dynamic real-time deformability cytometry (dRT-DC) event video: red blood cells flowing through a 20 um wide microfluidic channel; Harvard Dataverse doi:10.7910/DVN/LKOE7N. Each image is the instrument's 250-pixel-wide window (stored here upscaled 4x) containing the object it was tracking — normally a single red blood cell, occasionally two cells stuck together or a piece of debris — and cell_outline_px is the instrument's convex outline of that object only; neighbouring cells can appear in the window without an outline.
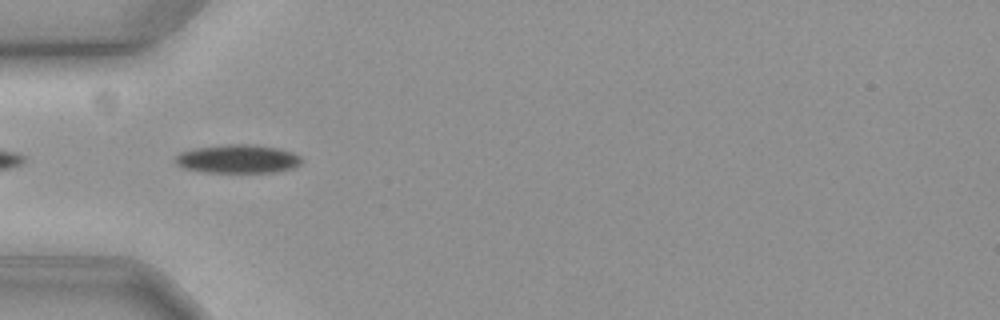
{"species": "common noctule bat (a hibernating species)", "species_latin": "Nyctalus noctula", "temperature_condition": "cold", "stored_images_in_passage": 8, "camera_frame_rate_fps": 3000, "um_per_image_px": 0.085, "animal": {"sex": "female", "body_mass_g": 19.3, "forearm_length_mm": 54.1}, "frame": {"image": 1, "passage_image": 2, "time_ms": 0.333, "image_size_px": [1000, 320], "cell_outline_px": [[304, 160], [300, 164], [292, 168], [276, 172], [204, 172], [184, 168], [176, 164], [172, 160], [180, 152], [196, 148], [228, 144], [248, 144], [276, 148], [292, 152], [300, 156]], "centroid_in_image_um": [20.2, 13.51], "position_along_channel_um": 64.8, "area_um2": 20.98}}
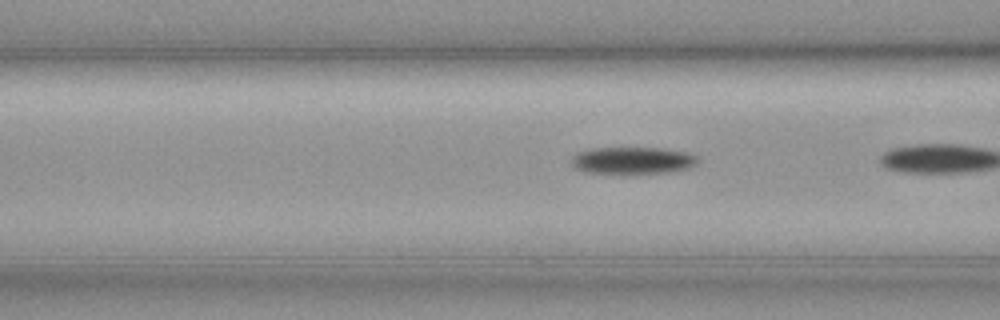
{"frame": {"image": 2, "passage_image": 4, "time_ms": 1.0, "image_size_px": [1000, 320], "cell_outline_px": [[696, 164], [688, 168], [672, 172], [624, 176], [584, 172], [572, 168], [568, 160], [576, 152], [588, 148], [660, 148], [684, 152], [696, 156]], "centroid_in_image_um": [53.62, 13.69], "position_along_channel_um": 113.0, "area_um2": 20.98}}